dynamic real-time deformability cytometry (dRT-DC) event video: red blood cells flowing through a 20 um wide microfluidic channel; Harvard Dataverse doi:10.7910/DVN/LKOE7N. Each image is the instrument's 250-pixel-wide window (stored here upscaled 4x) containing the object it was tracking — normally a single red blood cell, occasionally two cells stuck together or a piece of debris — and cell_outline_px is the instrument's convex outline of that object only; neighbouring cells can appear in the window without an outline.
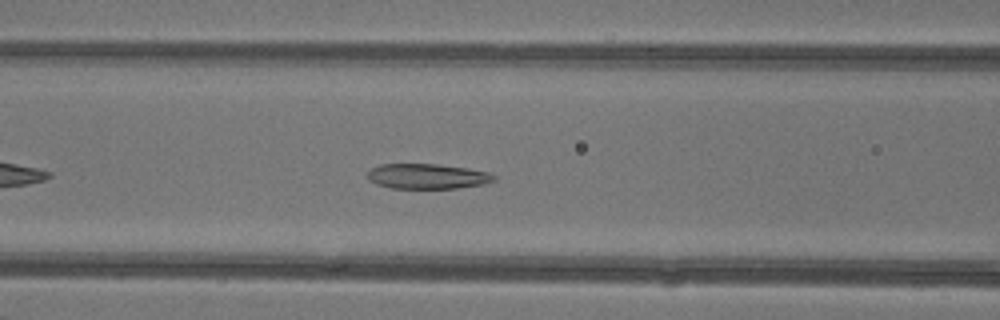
{"species": "common noctule bat (a hibernating species)", "species_latin": "Nyctalus noctula", "temperature_condition": "warm", "stored_images_in_passage": 35, "camera_frame_rate_fps": 3000, "um_per_image_px": 0.085, "animal": {"sex": "female"}, "frame": {"image": 1, "passage_image": 9, "time_ms": 2.667, "image_size_px": [1000, 320], "cell_outline_px": [[496, 180], [484, 184], [456, 188], [392, 188], [376, 184], [368, 180], [368, 172], [372, 168], [380, 164], [436, 164], [468, 168], [488, 172], [496, 176]], "centroid_in_image_um": [36.33, 14.98], "position_along_channel_um": 130.3, "area_um2": 18.5}}
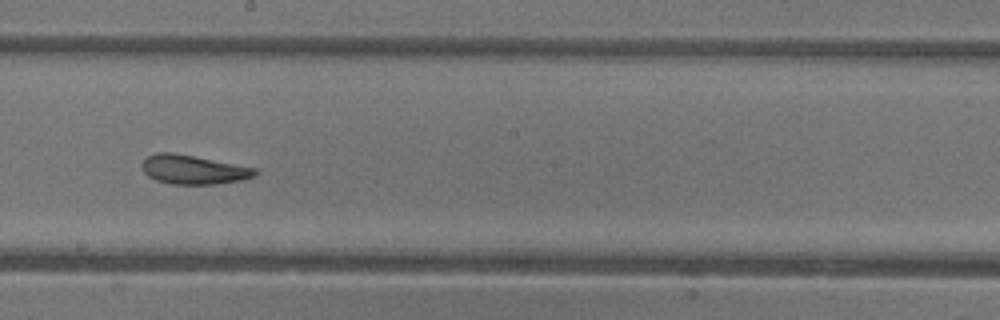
{"frame": {"image": 2, "passage_image": 16, "time_ms": 5.0, "image_size_px": [1000, 320], "cell_outline_px": [[256, 176], [240, 180], [216, 184], [172, 184], [156, 180], [148, 176], [144, 172], [140, 164], [148, 156], [156, 152], [172, 152], [256, 168]], "centroid_in_image_um": [16.4, 14.42], "position_along_channel_um": 231.8, "area_um2": 19.02}}
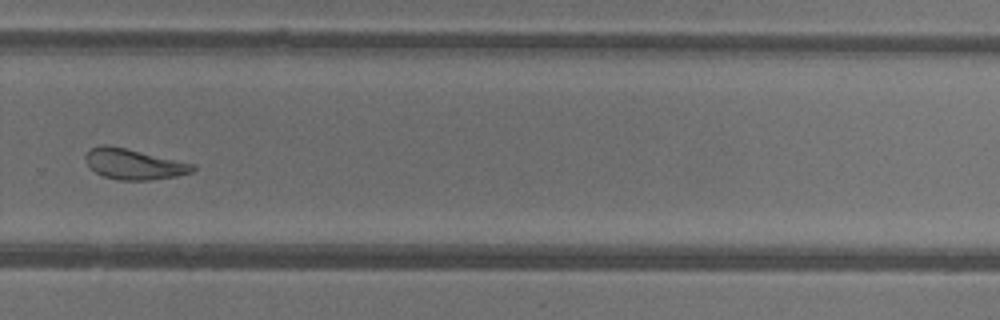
{"frame": {"image": 3, "passage_image": 22, "time_ms": 7.0, "image_size_px": [1000, 320], "cell_outline_px": [[196, 168], [192, 172], [176, 176], [148, 180], [120, 180], [104, 176], [96, 172], [84, 160], [84, 156], [92, 148], [100, 144], [104, 144], [124, 148], [196, 164]], "centroid_in_image_um": [11.39, 13.95], "position_along_channel_um": 318.4, "area_um2": 18.84}, "authors_computed_cell_mechanics": {"area_um2": 20.1722, "velocity_mm_per_s": 4.3583, "shape_relaxation_time_tau1_ms": null, "shape_relaxation_time_tau2_ms": 2.3996, "deformation_change_tau1": null, "deformation_change_tau2": 0.1091}}